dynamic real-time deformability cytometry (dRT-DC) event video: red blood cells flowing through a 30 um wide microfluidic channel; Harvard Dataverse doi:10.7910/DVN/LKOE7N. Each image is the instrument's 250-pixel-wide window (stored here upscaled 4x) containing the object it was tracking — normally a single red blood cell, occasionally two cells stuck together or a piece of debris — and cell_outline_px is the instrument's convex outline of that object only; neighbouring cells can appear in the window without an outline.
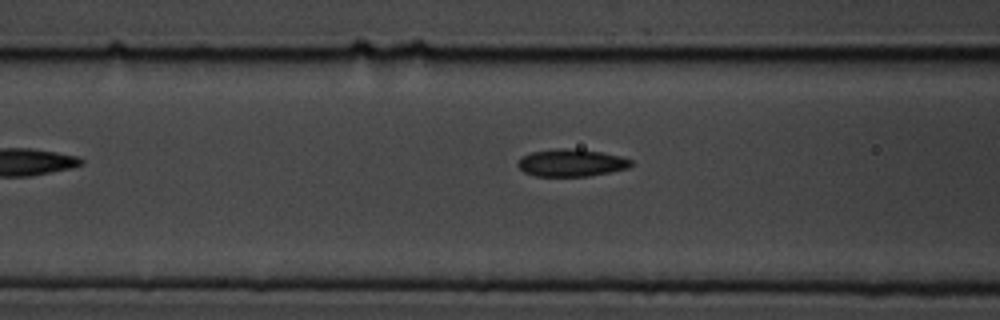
{"species": "common noctule bat (a hibernating species)", "species_latin": "Nyctalus noctula", "temperature_condition": "cold", "stored_images_in_passage": 6, "camera_frame_rate_fps": 3000, "um_per_image_px": 0.085, "animal": {"sex": "male", "body_mass_g": 19.5, "forearm_length_mm": 54.6}, "frame": {"image": 1, "passage_image": 5, "time_ms": 5.0, "image_size_px": [1000, 320], "cell_outline_px": [[632, 164], [628, 168], [588, 176], [536, 176], [524, 172], [516, 164], [520, 156], [532, 152], [556, 148], [568, 148], [600, 152], [620, 156], [632, 160]], "centroid_in_image_um": [48.52, 13.83], "position_along_channel_um": 118.1, "area_um2": 17.98}}